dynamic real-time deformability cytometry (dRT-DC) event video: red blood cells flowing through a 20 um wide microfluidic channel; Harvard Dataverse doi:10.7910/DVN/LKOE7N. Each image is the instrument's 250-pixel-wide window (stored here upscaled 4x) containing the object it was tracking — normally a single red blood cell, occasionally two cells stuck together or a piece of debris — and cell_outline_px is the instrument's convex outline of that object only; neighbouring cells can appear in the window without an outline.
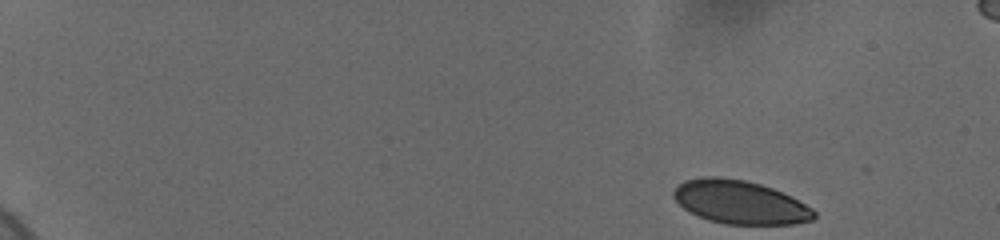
{"species": "human", "species_latin": "Homo sapiens", "temperature_condition": "cold", "stored_images_in_passage": 52, "camera_frame_rate_fps": 3000, "um_per_image_px": 0.085, "donor": {"sex": "female"}, "frame": {"image": 1, "passage_image": 1, "time_ms": 0.0, "image_size_px": [1000, 240], "cell_outline_px": [[816, 216], [812, 220], [792, 224], [724, 224], [708, 220], [684, 208], [672, 196], [672, 192], [684, 180], [704, 176], [716, 176], [744, 180], [760, 184], [772, 188], [792, 196], [812, 208], [816, 212]], "centroid_in_image_um": [62.91, 17.18], "position_along_channel_um": 22.1, "area_um2": 35.43}}
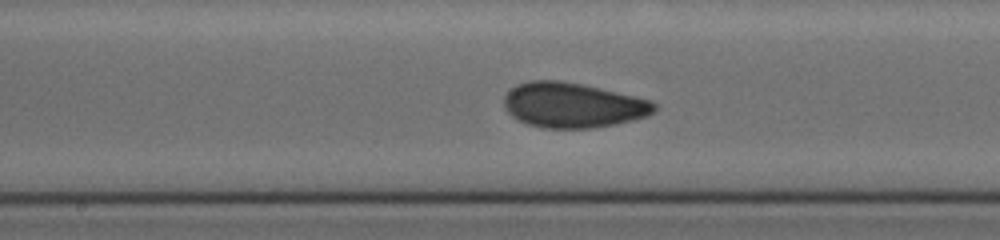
{"frame": {"image": 2, "passage_image": 28, "time_ms": 9.0, "image_size_px": [1000, 240], "cell_outline_px": [[656, 108], [648, 116], [616, 124], [592, 128], [540, 128], [516, 120], [504, 108], [504, 96], [516, 84], [532, 80], [560, 80], [600, 88], [652, 100], [656, 104]], "centroid_in_image_um": [48.67, 8.94], "position_along_channel_um": 199.5, "area_um2": 39.54}}
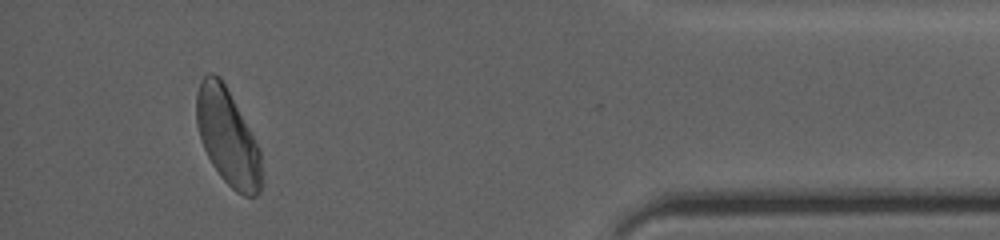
{"frame": {"image": 3, "passage_image": 49, "time_ms": 16.0, "image_size_px": [1000, 240], "cell_outline_px": [[260, 192], [256, 196], [244, 196], [236, 192], [220, 176], [212, 164], [204, 148], [196, 124], [196, 92], [200, 80], [208, 72], [212, 72], [220, 76], [224, 80], [260, 148]], "centroid_in_image_um": [19.33, 11.59], "position_along_channel_um": 415.9, "area_um2": 36.65}, "authors_computed_cell_mechanics": {"area_um2": 37.4255, "velocity_mm_per_s": 3.6631, "shape_relaxation_time_tau1_ms": 9.5122, "shape_relaxation_time_tau2_ms": 1.2944, "deformation_change_tau1": 0.1813, "deformation_change_tau2": 0.06}}